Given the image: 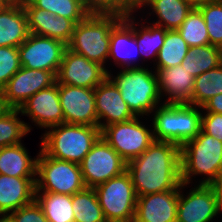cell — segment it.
Returning a JSON list of instances; mask_svg holds the SVG:
<instances>
[{
	"mask_svg": "<svg viewBox=\"0 0 222 222\" xmlns=\"http://www.w3.org/2000/svg\"><path fill=\"white\" fill-rule=\"evenodd\" d=\"M137 196L177 189L181 184V147L164 141L153 143L126 163Z\"/></svg>",
	"mask_w": 222,
	"mask_h": 222,
	"instance_id": "obj_1",
	"label": "cell"
},
{
	"mask_svg": "<svg viewBox=\"0 0 222 222\" xmlns=\"http://www.w3.org/2000/svg\"><path fill=\"white\" fill-rule=\"evenodd\" d=\"M221 172L222 142L218 139L200 130L194 139L181 146L182 183L190 185L193 177L203 174L198 185H215Z\"/></svg>",
	"mask_w": 222,
	"mask_h": 222,
	"instance_id": "obj_2",
	"label": "cell"
},
{
	"mask_svg": "<svg viewBox=\"0 0 222 222\" xmlns=\"http://www.w3.org/2000/svg\"><path fill=\"white\" fill-rule=\"evenodd\" d=\"M154 141L172 142L180 147L201 130L202 107L187 103H163L152 112Z\"/></svg>",
	"mask_w": 222,
	"mask_h": 222,
	"instance_id": "obj_3",
	"label": "cell"
},
{
	"mask_svg": "<svg viewBox=\"0 0 222 222\" xmlns=\"http://www.w3.org/2000/svg\"><path fill=\"white\" fill-rule=\"evenodd\" d=\"M100 136L99 127L62 123L45 130L40 145L49 157L80 164Z\"/></svg>",
	"mask_w": 222,
	"mask_h": 222,
	"instance_id": "obj_4",
	"label": "cell"
},
{
	"mask_svg": "<svg viewBox=\"0 0 222 222\" xmlns=\"http://www.w3.org/2000/svg\"><path fill=\"white\" fill-rule=\"evenodd\" d=\"M108 77L119 88L122 99L136 117L149 116L163 104L157 74L152 68H121L116 76L110 72Z\"/></svg>",
	"mask_w": 222,
	"mask_h": 222,
	"instance_id": "obj_5",
	"label": "cell"
},
{
	"mask_svg": "<svg viewBox=\"0 0 222 222\" xmlns=\"http://www.w3.org/2000/svg\"><path fill=\"white\" fill-rule=\"evenodd\" d=\"M122 18L116 16L87 15L75 24L73 35L67 48L85 56L88 60L98 62L109 74L108 64L110 31ZM107 61V62H106Z\"/></svg>",
	"mask_w": 222,
	"mask_h": 222,
	"instance_id": "obj_6",
	"label": "cell"
},
{
	"mask_svg": "<svg viewBox=\"0 0 222 222\" xmlns=\"http://www.w3.org/2000/svg\"><path fill=\"white\" fill-rule=\"evenodd\" d=\"M35 192L73 195L86 188L79 164L49 157L40 147Z\"/></svg>",
	"mask_w": 222,
	"mask_h": 222,
	"instance_id": "obj_7",
	"label": "cell"
},
{
	"mask_svg": "<svg viewBox=\"0 0 222 222\" xmlns=\"http://www.w3.org/2000/svg\"><path fill=\"white\" fill-rule=\"evenodd\" d=\"M94 190L106 221L130 222L135 217L137 195L127 171Z\"/></svg>",
	"mask_w": 222,
	"mask_h": 222,
	"instance_id": "obj_8",
	"label": "cell"
},
{
	"mask_svg": "<svg viewBox=\"0 0 222 222\" xmlns=\"http://www.w3.org/2000/svg\"><path fill=\"white\" fill-rule=\"evenodd\" d=\"M140 119L135 117L126 122L113 123L101 130V137L126 163L140 156L154 141L153 130Z\"/></svg>",
	"mask_w": 222,
	"mask_h": 222,
	"instance_id": "obj_9",
	"label": "cell"
},
{
	"mask_svg": "<svg viewBox=\"0 0 222 222\" xmlns=\"http://www.w3.org/2000/svg\"><path fill=\"white\" fill-rule=\"evenodd\" d=\"M185 187L180 185L177 222H212L220 215L222 201L215 185H194L186 195Z\"/></svg>",
	"mask_w": 222,
	"mask_h": 222,
	"instance_id": "obj_10",
	"label": "cell"
},
{
	"mask_svg": "<svg viewBox=\"0 0 222 222\" xmlns=\"http://www.w3.org/2000/svg\"><path fill=\"white\" fill-rule=\"evenodd\" d=\"M79 165L87 188H95L126 171V162L101 136Z\"/></svg>",
	"mask_w": 222,
	"mask_h": 222,
	"instance_id": "obj_11",
	"label": "cell"
},
{
	"mask_svg": "<svg viewBox=\"0 0 222 222\" xmlns=\"http://www.w3.org/2000/svg\"><path fill=\"white\" fill-rule=\"evenodd\" d=\"M66 49L62 41L30 33L18 53L22 67L50 71L57 76Z\"/></svg>",
	"mask_w": 222,
	"mask_h": 222,
	"instance_id": "obj_12",
	"label": "cell"
},
{
	"mask_svg": "<svg viewBox=\"0 0 222 222\" xmlns=\"http://www.w3.org/2000/svg\"><path fill=\"white\" fill-rule=\"evenodd\" d=\"M56 82L53 72L21 67L0 91L4 107L19 109L31 96Z\"/></svg>",
	"mask_w": 222,
	"mask_h": 222,
	"instance_id": "obj_13",
	"label": "cell"
},
{
	"mask_svg": "<svg viewBox=\"0 0 222 222\" xmlns=\"http://www.w3.org/2000/svg\"><path fill=\"white\" fill-rule=\"evenodd\" d=\"M56 77L57 84L94 89L108 77V73L98 62L88 60L67 48Z\"/></svg>",
	"mask_w": 222,
	"mask_h": 222,
	"instance_id": "obj_14",
	"label": "cell"
},
{
	"mask_svg": "<svg viewBox=\"0 0 222 222\" xmlns=\"http://www.w3.org/2000/svg\"><path fill=\"white\" fill-rule=\"evenodd\" d=\"M64 123L98 127L94 89L59 84Z\"/></svg>",
	"mask_w": 222,
	"mask_h": 222,
	"instance_id": "obj_15",
	"label": "cell"
},
{
	"mask_svg": "<svg viewBox=\"0 0 222 222\" xmlns=\"http://www.w3.org/2000/svg\"><path fill=\"white\" fill-rule=\"evenodd\" d=\"M21 116H27L34 126L40 129L64 123V114L59 97V84L57 82L26 100L19 108Z\"/></svg>",
	"mask_w": 222,
	"mask_h": 222,
	"instance_id": "obj_16",
	"label": "cell"
},
{
	"mask_svg": "<svg viewBox=\"0 0 222 222\" xmlns=\"http://www.w3.org/2000/svg\"><path fill=\"white\" fill-rule=\"evenodd\" d=\"M95 105L98 117V127L132 120L136 116L122 99L119 88L107 77L94 88Z\"/></svg>",
	"mask_w": 222,
	"mask_h": 222,
	"instance_id": "obj_17",
	"label": "cell"
},
{
	"mask_svg": "<svg viewBox=\"0 0 222 222\" xmlns=\"http://www.w3.org/2000/svg\"><path fill=\"white\" fill-rule=\"evenodd\" d=\"M134 13L121 19L110 31L109 60L118 68L143 67L134 36ZM137 61V63H135ZM141 64V65H140Z\"/></svg>",
	"mask_w": 222,
	"mask_h": 222,
	"instance_id": "obj_18",
	"label": "cell"
},
{
	"mask_svg": "<svg viewBox=\"0 0 222 222\" xmlns=\"http://www.w3.org/2000/svg\"><path fill=\"white\" fill-rule=\"evenodd\" d=\"M22 5L31 34L57 39L66 45L70 43L75 26L72 20L36 8L29 0H24Z\"/></svg>",
	"mask_w": 222,
	"mask_h": 222,
	"instance_id": "obj_19",
	"label": "cell"
},
{
	"mask_svg": "<svg viewBox=\"0 0 222 222\" xmlns=\"http://www.w3.org/2000/svg\"><path fill=\"white\" fill-rule=\"evenodd\" d=\"M180 186L175 190L137 196L135 218L140 222H177Z\"/></svg>",
	"mask_w": 222,
	"mask_h": 222,
	"instance_id": "obj_20",
	"label": "cell"
},
{
	"mask_svg": "<svg viewBox=\"0 0 222 222\" xmlns=\"http://www.w3.org/2000/svg\"><path fill=\"white\" fill-rule=\"evenodd\" d=\"M155 72L163 103H188L191 100L195 77L181 64L170 68L155 69Z\"/></svg>",
	"mask_w": 222,
	"mask_h": 222,
	"instance_id": "obj_21",
	"label": "cell"
},
{
	"mask_svg": "<svg viewBox=\"0 0 222 222\" xmlns=\"http://www.w3.org/2000/svg\"><path fill=\"white\" fill-rule=\"evenodd\" d=\"M36 177H14L0 174V216L5 217L35 199Z\"/></svg>",
	"mask_w": 222,
	"mask_h": 222,
	"instance_id": "obj_22",
	"label": "cell"
},
{
	"mask_svg": "<svg viewBox=\"0 0 222 222\" xmlns=\"http://www.w3.org/2000/svg\"><path fill=\"white\" fill-rule=\"evenodd\" d=\"M29 34L22 3H11L0 11V47H19Z\"/></svg>",
	"mask_w": 222,
	"mask_h": 222,
	"instance_id": "obj_23",
	"label": "cell"
},
{
	"mask_svg": "<svg viewBox=\"0 0 222 222\" xmlns=\"http://www.w3.org/2000/svg\"><path fill=\"white\" fill-rule=\"evenodd\" d=\"M146 7L152 11L147 13L149 16L153 13L158 18L151 22L166 30H177L193 9L184 0H139L137 11Z\"/></svg>",
	"mask_w": 222,
	"mask_h": 222,
	"instance_id": "obj_24",
	"label": "cell"
},
{
	"mask_svg": "<svg viewBox=\"0 0 222 222\" xmlns=\"http://www.w3.org/2000/svg\"><path fill=\"white\" fill-rule=\"evenodd\" d=\"M38 155L32 158L23 143L0 148V174L36 177Z\"/></svg>",
	"mask_w": 222,
	"mask_h": 222,
	"instance_id": "obj_25",
	"label": "cell"
},
{
	"mask_svg": "<svg viewBox=\"0 0 222 222\" xmlns=\"http://www.w3.org/2000/svg\"><path fill=\"white\" fill-rule=\"evenodd\" d=\"M139 22L138 19L136 21V16H134V36L140 57L143 59V62L148 58H152V61L154 62L155 60L156 62L158 52L164 44L167 30L161 26L147 22V20L145 21L146 25L145 23H141V19ZM137 26L139 27L137 28Z\"/></svg>",
	"mask_w": 222,
	"mask_h": 222,
	"instance_id": "obj_26",
	"label": "cell"
},
{
	"mask_svg": "<svg viewBox=\"0 0 222 222\" xmlns=\"http://www.w3.org/2000/svg\"><path fill=\"white\" fill-rule=\"evenodd\" d=\"M48 222H74L72 195L35 192V199Z\"/></svg>",
	"mask_w": 222,
	"mask_h": 222,
	"instance_id": "obj_27",
	"label": "cell"
},
{
	"mask_svg": "<svg viewBox=\"0 0 222 222\" xmlns=\"http://www.w3.org/2000/svg\"><path fill=\"white\" fill-rule=\"evenodd\" d=\"M221 64L220 49L211 44L190 47L187 55L181 62V65L194 77Z\"/></svg>",
	"mask_w": 222,
	"mask_h": 222,
	"instance_id": "obj_28",
	"label": "cell"
},
{
	"mask_svg": "<svg viewBox=\"0 0 222 222\" xmlns=\"http://www.w3.org/2000/svg\"><path fill=\"white\" fill-rule=\"evenodd\" d=\"M74 222H106L94 188H85L72 195Z\"/></svg>",
	"mask_w": 222,
	"mask_h": 222,
	"instance_id": "obj_29",
	"label": "cell"
},
{
	"mask_svg": "<svg viewBox=\"0 0 222 222\" xmlns=\"http://www.w3.org/2000/svg\"><path fill=\"white\" fill-rule=\"evenodd\" d=\"M190 47L178 30H167L164 44L158 52L154 69H164L180 65Z\"/></svg>",
	"mask_w": 222,
	"mask_h": 222,
	"instance_id": "obj_30",
	"label": "cell"
},
{
	"mask_svg": "<svg viewBox=\"0 0 222 222\" xmlns=\"http://www.w3.org/2000/svg\"><path fill=\"white\" fill-rule=\"evenodd\" d=\"M19 114V109L11 108L0 113V148L22 143L21 139L31 132V125L20 120Z\"/></svg>",
	"mask_w": 222,
	"mask_h": 222,
	"instance_id": "obj_31",
	"label": "cell"
},
{
	"mask_svg": "<svg viewBox=\"0 0 222 222\" xmlns=\"http://www.w3.org/2000/svg\"><path fill=\"white\" fill-rule=\"evenodd\" d=\"M218 94H222V64L195 77L192 97L187 104L202 107Z\"/></svg>",
	"mask_w": 222,
	"mask_h": 222,
	"instance_id": "obj_32",
	"label": "cell"
},
{
	"mask_svg": "<svg viewBox=\"0 0 222 222\" xmlns=\"http://www.w3.org/2000/svg\"><path fill=\"white\" fill-rule=\"evenodd\" d=\"M139 0H82L87 15L124 18L137 11Z\"/></svg>",
	"mask_w": 222,
	"mask_h": 222,
	"instance_id": "obj_33",
	"label": "cell"
},
{
	"mask_svg": "<svg viewBox=\"0 0 222 222\" xmlns=\"http://www.w3.org/2000/svg\"><path fill=\"white\" fill-rule=\"evenodd\" d=\"M177 30L189 47L210 44L206 23L197 8L191 10Z\"/></svg>",
	"mask_w": 222,
	"mask_h": 222,
	"instance_id": "obj_34",
	"label": "cell"
},
{
	"mask_svg": "<svg viewBox=\"0 0 222 222\" xmlns=\"http://www.w3.org/2000/svg\"><path fill=\"white\" fill-rule=\"evenodd\" d=\"M36 8L45 10L56 16H63L72 20L75 24L82 21L86 12L82 6V0H29Z\"/></svg>",
	"mask_w": 222,
	"mask_h": 222,
	"instance_id": "obj_35",
	"label": "cell"
},
{
	"mask_svg": "<svg viewBox=\"0 0 222 222\" xmlns=\"http://www.w3.org/2000/svg\"><path fill=\"white\" fill-rule=\"evenodd\" d=\"M197 9L206 23L210 44L219 48L222 45V2L214 0Z\"/></svg>",
	"mask_w": 222,
	"mask_h": 222,
	"instance_id": "obj_36",
	"label": "cell"
},
{
	"mask_svg": "<svg viewBox=\"0 0 222 222\" xmlns=\"http://www.w3.org/2000/svg\"><path fill=\"white\" fill-rule=\"evenodd\" d=\"M21 67L18 47H0V91Z\"/></svg>",
	"mask_w": 222,
	"mask_h": 222,
	"instance_id": "obj_37",
	"label": "cell"
},
{
	"mask_svg": "<svg viewBox=\"0 0 222 222\" xmlns=\"http://www.w3.org/2000/svg\"><path fill=\"white\" fill-rule=\"evenodd\" d=\"M9 222H48L41 207L34 200L5 216Z\"/></svg>",
	"mask_w": 222,
	"mask_h": 222,
	"instance_id": "obj_38",
	"label": "cell"
},
{
	"mask_svg": "<svg viewBox=\"0 0 222 222\" xmlns=\"http://www.w3.org/2000/svg\"><path fill=\"white\" fill-rule=\"evenodd\" d=\"M201 130L222 142V114L202 112Z\"/></svg>",
	"mask_w": 222,
	"mask_h": 222,
	"instance_id": "obj_39",
	"label": "cell"
},
{
	"mask_svg": "<svg viewBox=\"0 0 222 222\" xmlns=\"http://www.w3.org/2000/svg\"><path fill=\"white\" fill-rule=\"evenodd\" d=\"M202 112H211L222 114V94L215 95L209 99L203 106Z\"/></svg>",
	"mask_w": 222,
	"mask_h": 222,
	"instance_id": "obj_40",
	"label": "cell"
},
{
	"mask_svg": "<svg viewBox=\"0 0 222 222\" xmlns=\"http://www.w3.org/2000/svg\"><path fill=\"white\" fill-rule=\"evenodd\" d=\"M184 1L187 2L192 8H199L200 6H203L206 3L214 0H184Z\"/></svg>",
	"mask_w": 222,
	"mask_h": 222,
	"instance_id": "obj_41",
	"label": "cell"
},
{
	"mask_svg": "<svg viewBox=\"0 0 222 222\" xmlns=\"http://www.w3.org/2000/svg\"><path fill=\"white\" fill-rule=\"evenodd\" d=\"M215 186L217 188L218 194L220 195L221 201H222V172H221L220 178H219L218 182L215 184Z\"/></svg>",
	"mask_w": 222,
	"mask_h": 222,
	"instance_id": "obj_42",
	"label": "cell"
},
{
	"mask_svg": "<svg viewBox=\"0 0 222 222\" xmlns=\"http://www.w3.org/2000/svg\"><path fill=\"white\" fill-rule=\"evenodd\" d=\"M11 2L9 0H0V11L5 9Z\"/></svg>",
	"mask_w": 222,
	"mask_h": 222,
	"instance_id": "obj_43",
	"label": "cell"
},
{
	"mask_svg": "<svg viewBox=\"0 0 222 222\" xmlns=\"http://www.w3.org/2000/svg\"><path fill=\"white\" fill-rule=\"evenodd\" d=\"M5 109L4 104H3V100L1 98V93H0V113Z\"/></svg>",
	"mask_w": 222,
	"mask_h": 222,
	"instance_id": "obj_44",
	"label": "cell"
},
{
	"mask_svg": "<svg viewBox=\"0 0 222 222\" xmlns=\"http://www.w3.org/2000/svg\"><path fill=\"white\" fill-rule=\"evenodd\" d=\"M11 3H23L24 0H9Z\"/></svg>",
	"mask_w": 222,
	"mask_h": 222,
	"instance_id": "obj_45",
	"label": "cell"
},
{
	"mask_svg": "<svg viewBox=\"0 0 222 222\" xmlns=\"http://www.w3.org/2000/svg\"><path fill=\"white\" fill-rule=\"evenodd\" d=\"M0 222H9L6 217L0 216Z\"/></svg>",
	"mask_w": 222,
	"mask_h": 222,
	"instance_id": "obj_46",
	"label": "cell"
},
{
	"mask_svg": "<svg viewBox=\"0 0 222 222\" xmlns=\"http://www.w3.org/2000/svg\"><path fill=\"white\" fill-rule=\"evenodd\" d=\"M219 49H220L221 62H222V45L219 47Z\"/></svg>",
	"mask_w": 222,
	"mask_h": 222,
	"instance_id": "obj_47",
	"label": "cell"
},
{
	"mask_svg": "<svg viewBox=\"0 0 222 222\" xmlns=\"http://www.w3.org/2000/svg\"><path fill=\"white\" fill-rule=\"evenodd\" d=\"M130 222H140L135 217Z\"/></svg>",
	"mask_w": 222,
	"mask_h": 222,
	"instance_id": "obj_48",
	"label": "cell"
}]
</instances>
